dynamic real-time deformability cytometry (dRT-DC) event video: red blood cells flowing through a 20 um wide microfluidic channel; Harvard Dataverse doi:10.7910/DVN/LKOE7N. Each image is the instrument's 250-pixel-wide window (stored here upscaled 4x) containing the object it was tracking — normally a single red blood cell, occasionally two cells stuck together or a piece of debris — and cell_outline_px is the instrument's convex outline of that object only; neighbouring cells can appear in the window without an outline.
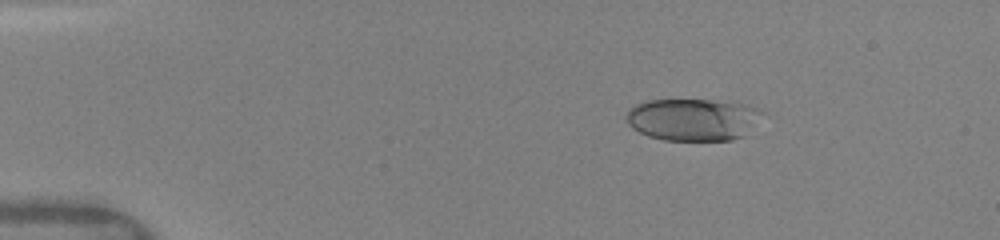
{"species": "human", "species_latin": "Homo sapiens", "temperature_condition": "warm", "stored_images_in_passage": 44, "camera_frame_rate_fps": 3000, "um_per_image_px": 0.085, "donor": {"sex": "female"}, "frame": {"image": 1, "passage_image": 4, "time_ms": 2.0, "image_size_px": [1000, 240], "cell_outline_px": [[756, 112], [744, 136], [732, 140], [664, 140], [648, 136], [632, 128], [628, 124], [628, 108], [644, 100], [712, 100], [748, 104], [756, 108]], "centroid_in_image_um": [58.76, 10.15], "position_along_channel_um": 26.2, "area_um2": 32.54}}
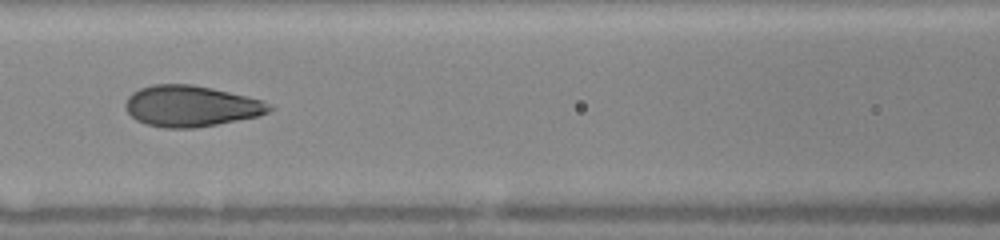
{"frame": {"image": 2, "passage_image": 13, "time_ms": 7.0, "image_size_px": [1000, 240], "cell_outline_px": [[276, 108], [260, 116], [196, 128], [164, 128], [144, 124], [136, 120], [124, 108], [124, 104], [128, 96], [132, 92], [140, 88], [152, 84], [192, 84], [212, 88], [264, 100], [272, 104]], "centroid_in_image_um": [16.25, 9.02], "position_along_channel_um": 150.4, "area_um2": 34.85}}
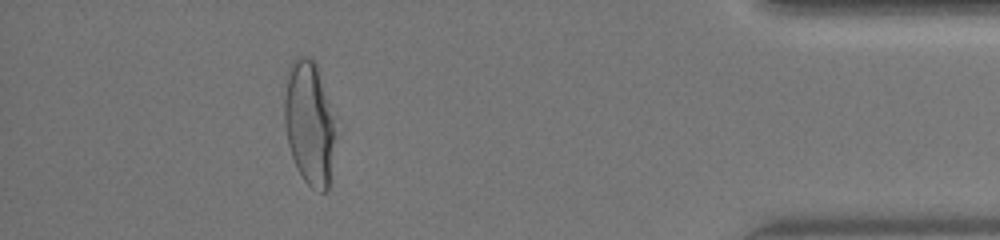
{"frame": {"image": 3, "passage_image": 41, "time_ms": 14.333, "image_size_px": [1000, 240], "cell_outline_px": [[332, 140], [328, 192], [320, 192], [312, 188], [304, 180], [296, 168], [288, 144], [284, 124], [284, 96], [288, 68], [292, 60], [296, 56], [308, 56], [316, 64], [332, 120]], "centroid_in_image_um": [26.2, 10.45], "position_along_channel_um": 409.0, "area_um2": 35.6}, "authors_computed_cell_mechanics": {"area_um2": 34.6511, "velocity_mm_per_s": 4.1041, "shape_relaxation_time_tau1_ms": 5.3898, "shape_relaxation_time_tau2_ms": null, "deformation_change_tau1": 0.2227, "deformation_change_tau2": null}}